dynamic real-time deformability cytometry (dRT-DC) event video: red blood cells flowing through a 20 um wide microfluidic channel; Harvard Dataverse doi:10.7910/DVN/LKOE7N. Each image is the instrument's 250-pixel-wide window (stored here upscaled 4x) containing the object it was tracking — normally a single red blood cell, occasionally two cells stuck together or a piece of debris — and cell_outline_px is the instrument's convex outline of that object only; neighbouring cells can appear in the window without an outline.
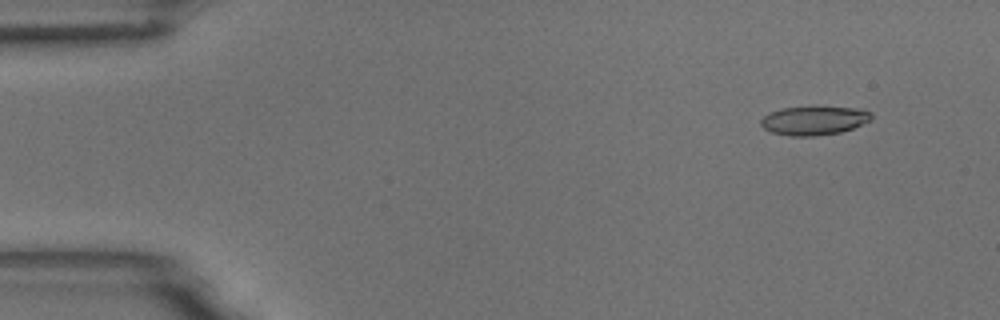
{"species": "common noctule bat (a hibernating species)", "species_latin": "Nyctalus noctula", "temperature_condition": "room temperature", "stored_images_in_passage": 5, "camera_frame_rate_fps": 3000, "um_per_image_px": 0.085, "animal": {"sex": "male", "body_mass_g": 18.8}, "frame": {"image": 1, "passage_image": 1, "time_ms": 0.0, "image_size_px": [1000, 320], "cell_outline_px": [[872, 120], [852, 128], [840, 132], [816, 136], [792, 136], [772, 132], [764, 128], [760, 124], [760, 120], [768, 112], [780, 108], [816, 104], [856, 108], [872, 112]], "centroid_in_image_um": [69.19, 10.19], "position_along_channel_um": 15.8, "area_um2": 19.36}}
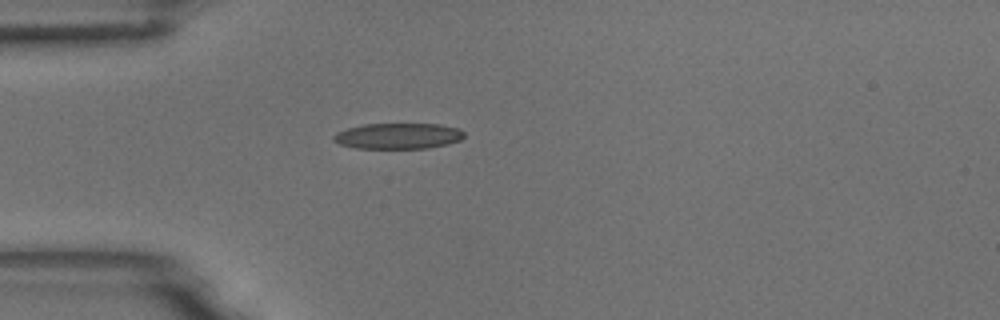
{"frame": {"image": 2, "passage_image": 4, "time_ms": 1.0, "image_size_px": [1000, 320], "cell_outline_px": [[464, 136], [460, 140], [448, 144], [428, 148], [356, 148], [340, 144], [332, 140], [332, 136], [336, 132], [348, 128], [364, 124], [440, 124], [460, 128], [464, 132]], "centroid_in_image_um": [33.85, 11.55], "position_along_channel_um": 51.2, "area_um2": 19.71}}